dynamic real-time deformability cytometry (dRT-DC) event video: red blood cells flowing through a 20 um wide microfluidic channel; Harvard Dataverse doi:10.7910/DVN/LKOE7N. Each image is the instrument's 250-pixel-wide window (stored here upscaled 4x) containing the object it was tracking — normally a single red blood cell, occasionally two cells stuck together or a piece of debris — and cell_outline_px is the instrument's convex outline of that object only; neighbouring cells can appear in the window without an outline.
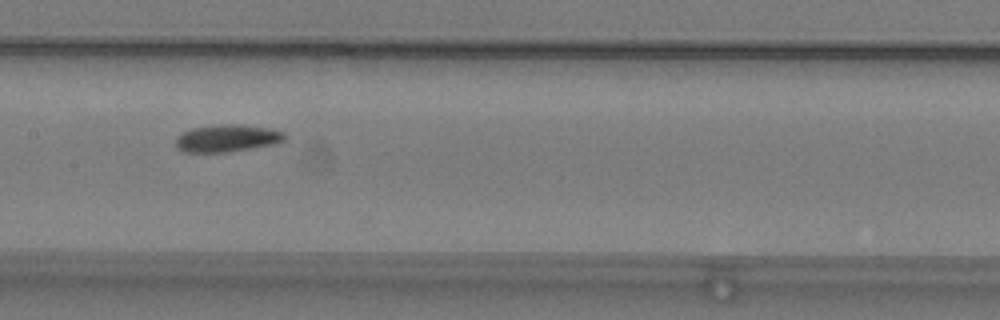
{"species": "common noctule bat (a hibernating species)", "species_latin": "Nyctalus noctula", "temperature_condition": "warm", "stored_images_in_passage": 38, "camera_frame_rate_fps": 3000, "um_per_image_px": 0.085, "animal": {"sex": "male", "body_mass_g": 19.2, "forearm_length_mm": 51.8}, "frame": {"image": 1, "passage_image": 11, "time_ms": 3.333, "image_size_px": [1000, 320], "cell_outline_px": [[288, 136], [284, 140], [272, 144], [228, 152], [184, 152], [176, 148], [176, 136], [192, 128], [224, 124], [244, 124], [268, 128], [284, 132]], "centroid_in_image_um": [19.3, 11.74], "position_along_channel_um": 188.1, "area_um2": 17.28}}
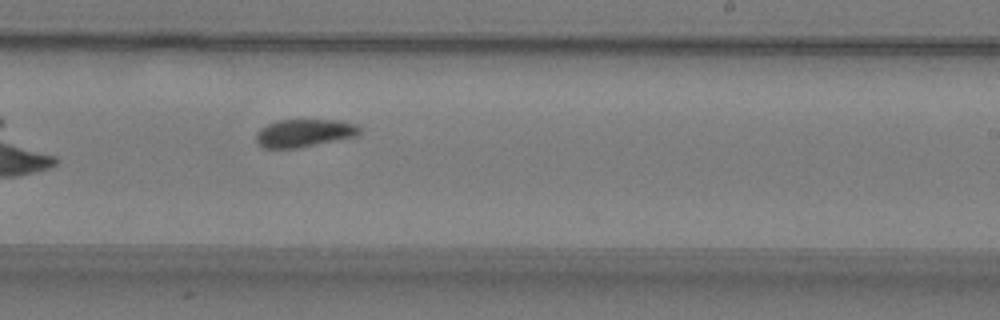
{"frame": {"image": 2, "passage_image": 17, "time_ms": 5.333, "image_size_px": [1000, 320], "cell_outline_px": [[360, 132], [356, 136], [296, 148], [264, 148], [256, 140], [256, 132], [260, 128], [276, 120], [340, 120], [356, 124], [360, 128]], "centroid_in_image_um": [25.84, 11.29], "position_along_channel_um": 263.2, "area_um2": 16.65}}
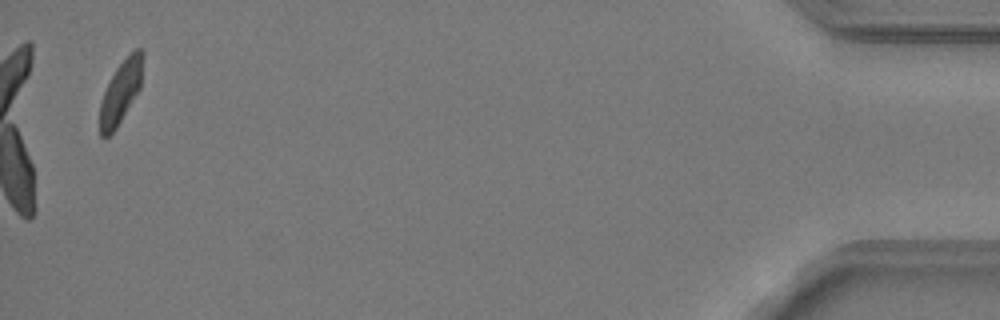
{"frame": {"image": 3, "passage_image": 37, "time_ms": 12.0, "image_size_px": [1000, 320], "cell_outline_px": [[144, 56], [140, 88], [116, 128], [108, 136], [100, 136], [100, 104], [104, 92], [116, 68], [136, 48], [140, 48], [144, 52]], "centroid_in_image_um": [10.28, 7.79], "position_along_channel_um": 424.9, "area_um2": 15.32}, "authors_computed_cell_mechanics": {"area_um2": 16.762, "velocity_mm_per_s": 3.7651, "shape_relaxation_time_tau1_ms": 5.4126, "shape_relaxation_time_tau2_ms": 6.154, "deformation_change_tau1": 0.1405, "deformation_change_tau2": 0.0932}}